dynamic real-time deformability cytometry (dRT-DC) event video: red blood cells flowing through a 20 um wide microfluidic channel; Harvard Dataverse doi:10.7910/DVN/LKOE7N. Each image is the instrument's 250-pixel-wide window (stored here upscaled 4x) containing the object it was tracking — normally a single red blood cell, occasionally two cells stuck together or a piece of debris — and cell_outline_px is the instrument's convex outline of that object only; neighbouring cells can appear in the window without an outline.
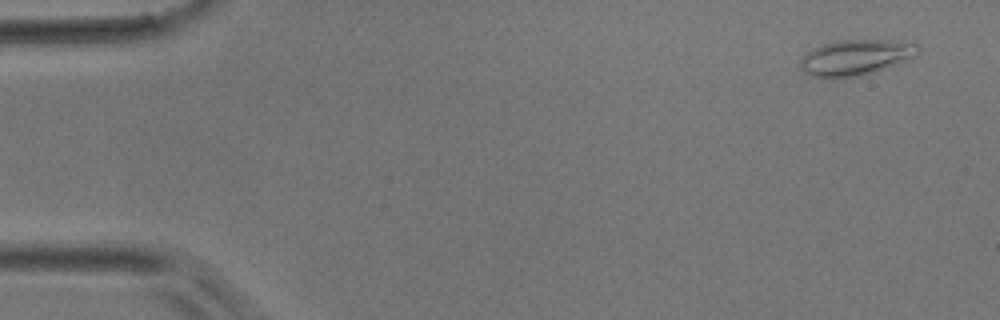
{"species": "common noctule bat (a hibernating species)", "species_latin": "Nyctalus noctula", "temperature_condition": "room temperature", "stored_images_in_passage": 4, "camera_frame_rate_fps": 3000, "um_per_image_px": 0.085, "animal": {"sex": "male", "body_mass_g": 17.9}, "frame": {"image": 1, "passage_image": 1, "time_ms": 0.0, "image_size_px": [1000, 320], "cell_outline_px": [[920, 52], [904, 60], [884, 68], [860, 76], [832, 80], [812, 76], [804, 72], [800, 64], [800, 60], [812, 48], [832, 40], [884, 40], [920, 44]], "centroid_in_image_um": [72.66, 4.89], "position_along_channel_um": 12.3, "area_um2": 24.51}}